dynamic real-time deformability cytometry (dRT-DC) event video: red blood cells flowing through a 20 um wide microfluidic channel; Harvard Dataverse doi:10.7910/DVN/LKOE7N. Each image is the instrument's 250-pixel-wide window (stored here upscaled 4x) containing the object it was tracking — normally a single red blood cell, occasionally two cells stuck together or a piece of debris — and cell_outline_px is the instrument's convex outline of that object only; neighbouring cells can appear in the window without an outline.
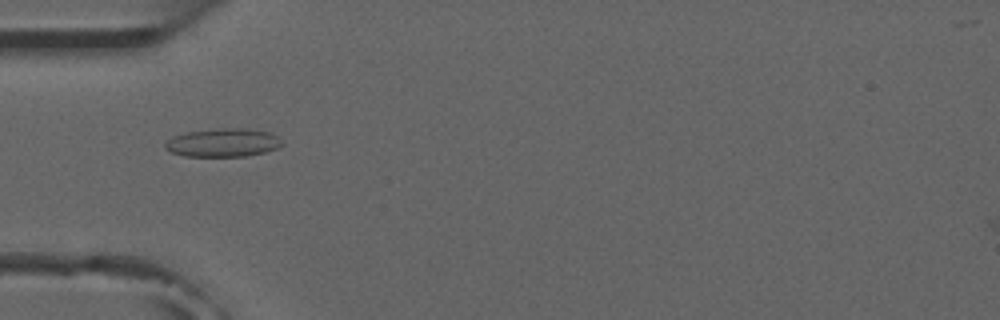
{"species": "common noctule bat (a hibernating species)", "species_latin": "Nyctalus noctula", "temperature_condition": "room temperature", "stored_images_in_passage": 8, "camera_frame_rate_fps": 3000, "um_per_image_px": 0.085, "animal": {"sex": "male", "forearm_length_mm": 52.5}, "frame": {"image": 1, "passage_image": 5, "time_ms": 4.667, "image_size_px": [1000, 320], "cell_outline_px": [[284, 144], [276, 148], [264, 152], [244, 156], [184, 156], [172, 152], [164, 148], [164, 144], [172, 136], [188, 132], [220, 128], [244, 128], [272, 132]], "centroid_in_image_um": [18.95, 12.12], "position_along_channel_um": 66.0, "area_um2": 19.25}}
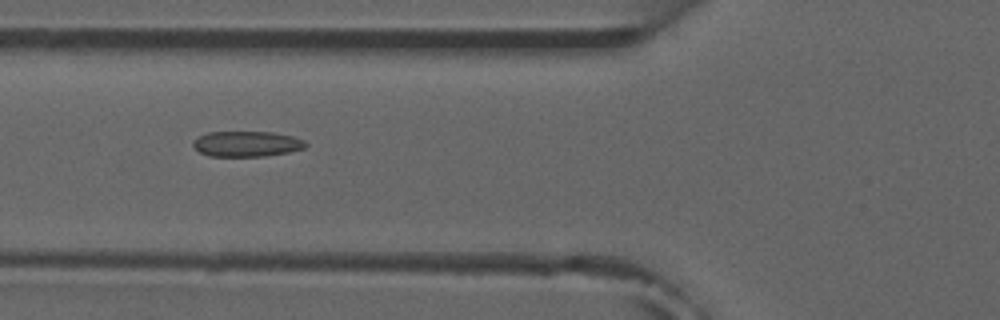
{"frame": {"image": 2, "passage_image": 6, "time_ms": 5.667, "image_size_px": [1000, 320], "cell_outline_px": [[308, 144], [304, 148], [288, 152], [264, 156], [208, 156], [200, 152], [192, 144], [192, 140], [208, 132], [272, 132], [292, 136], [304, 140]], "centroid_in_image_um": [20.97, 12.23], "position_along_channel_um": 104.8, "area_um2": 16.65}}
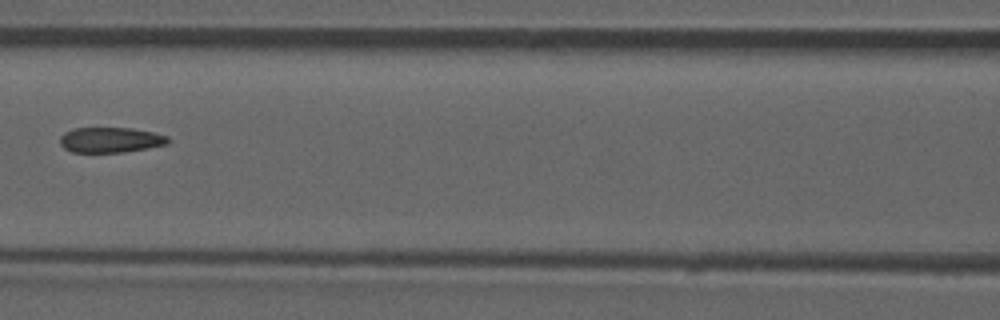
{"frame": {"image": 3, "passage_image": 7, "time_ms": 7.0, "image_size_px": [1000, 320], "cell_outline_px": [[168, 144], [124, 152], [72, 152], [64, 148], [60, 144], [60, 136], [64, 132], [72, 128], [132, 128], [152, 132], [168, 136]], "centroid_in_image_um": [9.36, 11.89], "position_along_channel_um": 157.2, "area_um2": 15.9}}